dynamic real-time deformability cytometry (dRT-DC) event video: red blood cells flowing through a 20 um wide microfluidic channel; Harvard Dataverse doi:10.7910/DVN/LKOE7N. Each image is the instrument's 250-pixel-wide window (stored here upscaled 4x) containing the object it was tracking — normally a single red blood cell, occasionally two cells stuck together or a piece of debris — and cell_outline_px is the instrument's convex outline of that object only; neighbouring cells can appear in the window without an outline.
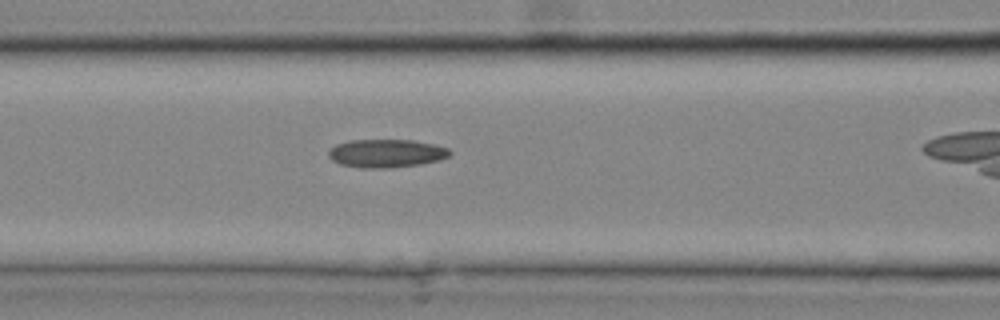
{"species": "common noctule bat (a hibernating species)", "species_latin": "Nyctalus noctula", "temperature_condition": "cold", "stored_images_in_passage": 10, "camera_frame_rate_fps": 3000, "um_per_image_px": 0.085, "animal": {"sex": "male", "body_mass_g": 20.4}, "frame": {"image": 1, "passage_image": 7, "time_ms": 2.0, "image_size_px": [1000, 320], "cell_outline_px": [[452, 152], [448, 156], [440, 160], [420, 164], [392, 168], [360, 168], [340, 164], [332, 160], [328, 156], [328, 152], [336, 144], [348, 140], [412, 140], [436, 144], [448, 148]], "centroid_in_image_um": [32.84, 13.03], "position_along_channel_um": 133.8, "area_um2": 20.11}}